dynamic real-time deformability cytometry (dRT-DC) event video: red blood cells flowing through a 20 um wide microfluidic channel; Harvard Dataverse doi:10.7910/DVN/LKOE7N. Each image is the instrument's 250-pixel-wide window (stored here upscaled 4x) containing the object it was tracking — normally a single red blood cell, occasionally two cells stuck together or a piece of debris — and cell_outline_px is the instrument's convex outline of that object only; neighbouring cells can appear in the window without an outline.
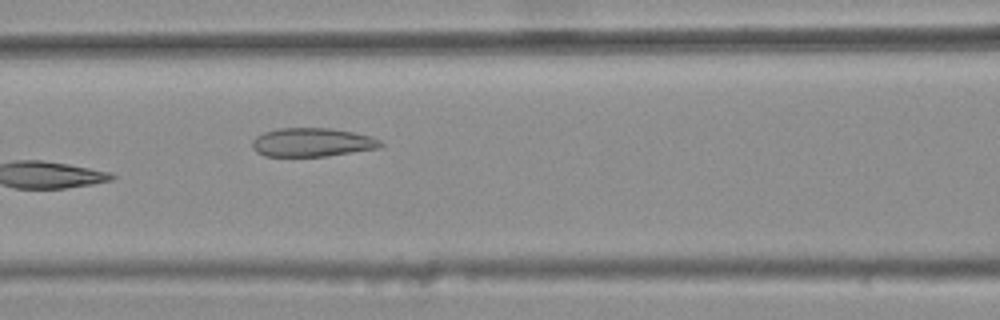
{"species": "common noctule bat (a hibernating species)", "species_latin": "Nyctalus noctula", "temperature_condition": "warm", "stored_images_in_passage": 7, "camera_frame_rate_fps": 3000, "um_per_image_px": 0.085, "animal": {"sex": "female", "body_mass_g": 25.1}, "frame": {"image": 1, "passage_image": 6, "time_ms": 1.667, "image_size_px": [1000, 320], "cell_outline_px": [[384, 144], [380, 148], [328, 156], [264, 156], [256, 152], [252, 148], [252, 140], [256, 136], [264, 132], [276, 128], [332, 128], [372, 136], [380, 140]], "centroid_in_image_um": [26.53, 12.1], "position_along_channel_um": 140.1, "area_um2": 21.68}}